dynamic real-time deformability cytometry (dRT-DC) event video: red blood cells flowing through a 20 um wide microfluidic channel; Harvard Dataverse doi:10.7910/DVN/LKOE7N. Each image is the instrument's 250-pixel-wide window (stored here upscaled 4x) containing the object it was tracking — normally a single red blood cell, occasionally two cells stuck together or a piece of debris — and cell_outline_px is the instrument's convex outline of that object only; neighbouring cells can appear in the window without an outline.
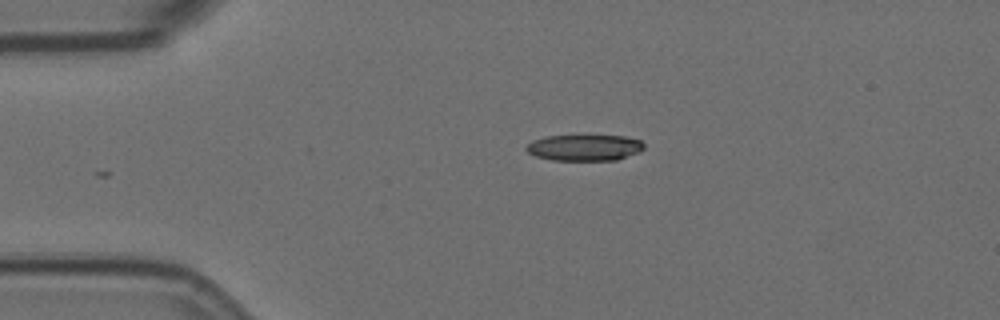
{"species": "Egyptian fruit bat (a non-hibernating species)", "species_latin": "Rousettus aegyptiacus", "temperature_condition": "room temperature", "stored_images_in_passage": 2, "camera_frame_rate_fps": 3000, "um_per_image_px": 0.085, "animal": {"sex": "female"}, "frame": {"image": 1, "passage_image": 1, "time_ms": 0.0, "image_size_px": [1000, 320], "cell_outline_px": [[644, 148], [640, 152], [616, 160], [552, 160], [536, 156], [528, 152], [524, 148], [532, 140], [544, 136], [624, 136], [640, 140], [644, 144]], "centroid_in_image_um": [49.68, 12.55], "position_along_channel_um": 35.3, "area_um2": 17.92}}